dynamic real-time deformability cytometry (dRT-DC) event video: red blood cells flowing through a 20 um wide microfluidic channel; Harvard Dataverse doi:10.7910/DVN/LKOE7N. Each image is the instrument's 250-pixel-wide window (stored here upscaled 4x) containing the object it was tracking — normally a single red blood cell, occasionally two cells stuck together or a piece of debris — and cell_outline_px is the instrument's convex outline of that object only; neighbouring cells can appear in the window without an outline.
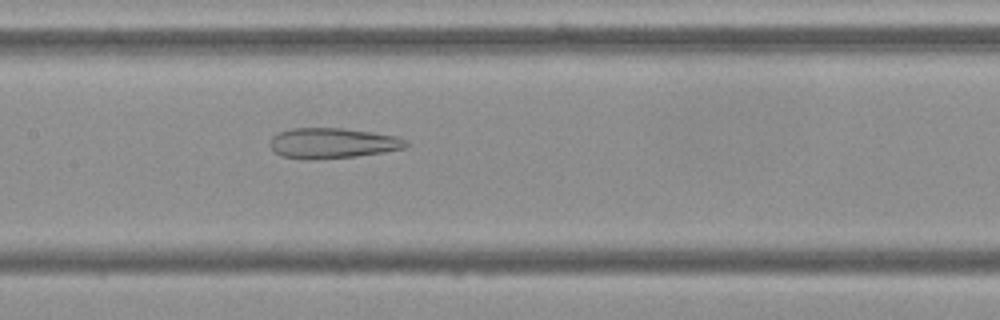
{"species": "Egyptian fruit bat (a non-hibernating species)", "species_latin": "Rousettus aegyptiacus", "temperature_condition": "cold", "stored_images_in_passage": 53, "camera_frame_rate_fps": 3000, "um_per_image_px": 0.085, "frame": {"image": 1, "passage_image": 25, "time_ms": 8.0, "image_size_px": [1000, 320], "cell_outline_px": [[408, 144], [404, 148], [356, 156], [284, 156], [276, 152], [268, 144], [272, 136], [280, 132], [292, 128], [344, 128], [372, 132], [396, 136], [408, 140]], "centroid_in_image_um": [28.32, 12.1], "position_along_channel_um": 179.1, "area_um2": 22.89}}
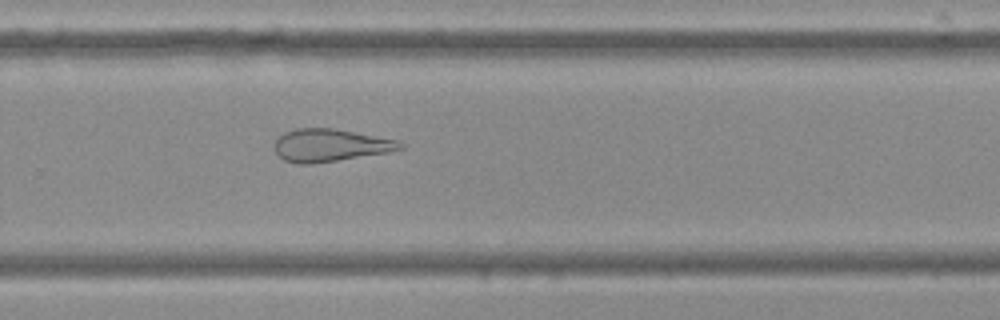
{"frame": {"image": 2, "passage_image": 35, "time_ms": 11.333, "image_size_px": [1000, 320], "cell_outline_px": [[404, 148], [388, 152], [312, 164], [296, 164], [284, 160], [276, 152], [276, 136], [284, 132], [296, 128], [336, 128], [396, 140], [404, 144]], "centroid_in_image_um": [28.04, 12.34], "position_along_channel_um": 301.8, "area_um2": 23.81}}
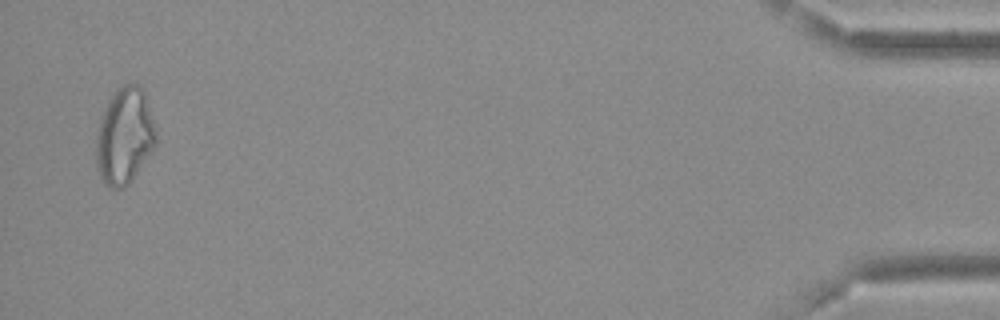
{"frame": {"image": 3, "passage_image": 52, "time_ms": 17.0, "image_size_px": [1000, 320], "cell_outline_px": [[156, 144], [132, 180], [128, 184], [120, 188], [112, 188], [104, 184], [96, 168], [96, 136], [100, 120], [104, 108], [108, 100], [124, 84], [140, 84], [144, 88], [156, 128]], "centroid_in_image_um": [10.59, 11.56], "position_along_channel_um": 424.6, "area_um2": 33.7}}